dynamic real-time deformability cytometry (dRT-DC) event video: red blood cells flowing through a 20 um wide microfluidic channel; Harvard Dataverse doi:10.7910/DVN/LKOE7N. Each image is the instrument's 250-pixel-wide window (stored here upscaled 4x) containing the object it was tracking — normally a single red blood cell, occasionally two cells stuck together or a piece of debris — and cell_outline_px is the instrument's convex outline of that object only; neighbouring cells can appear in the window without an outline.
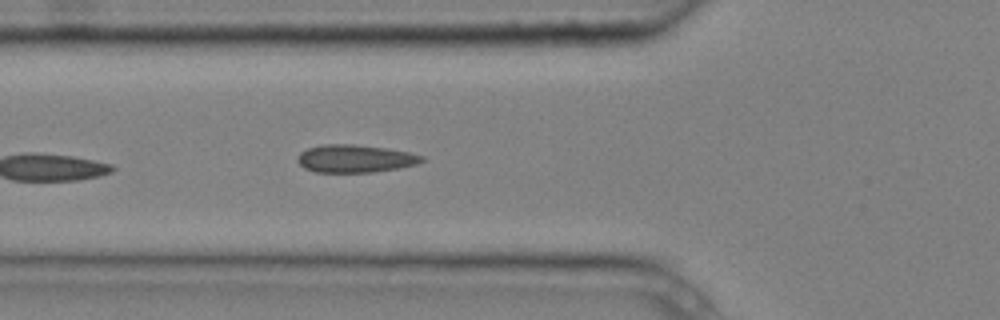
{"species": "common noctule bat (a hibernating species)", "species_latin": "Nyctalus noctula", "temperature_condition": "cold", "stored_images_in_passage": 6, "camera_frame_rate_fps": 3000, "um_per_image_px": 0.085, "animal": {"sex": "male", "body_mass_g": 20.4}, "frame": {"image": 1, "passage_image": 6, "time_ms": 1.667, "image_size_px": [1000, 320], "cell_outline_px": [[424, 160], [416, 164], [400, 168], [372, 172], [316, 172], [304, 168], [296, 160], [300, 152], [308, 148], [320, 144], [352, 144], [388, 148], [408, 152], [424, 156]], "centroid_in_image_um": [30.17, 13.47], "position_along_channel_um": 95.6, "area_um2": 20.17}}